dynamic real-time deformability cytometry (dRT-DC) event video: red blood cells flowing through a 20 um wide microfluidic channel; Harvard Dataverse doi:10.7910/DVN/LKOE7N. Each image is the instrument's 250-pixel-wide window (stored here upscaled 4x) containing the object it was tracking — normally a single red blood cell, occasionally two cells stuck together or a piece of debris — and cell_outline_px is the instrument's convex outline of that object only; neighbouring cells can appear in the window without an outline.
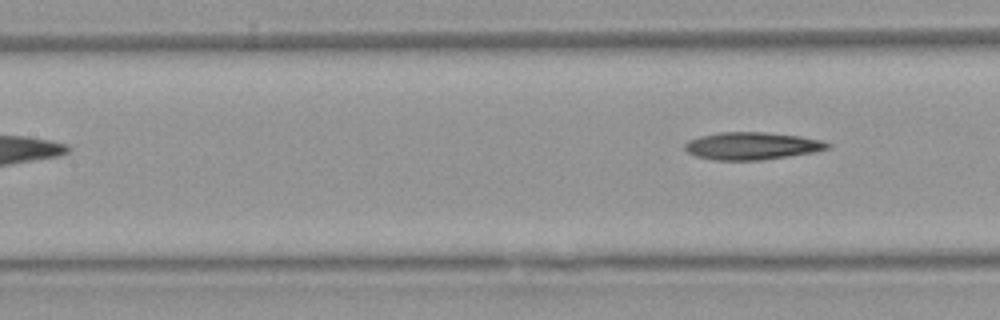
{"species": "Egyptian fruit bat (a non-hibernating species)", "species_latin": "Rousettus aegyptiacus", "temperature_condition": "warm", "stored_images_in_passage": 6, "camera_frame_rate_fps": 3000, "um_per_image_px": 0.085, "animal": {"sex": "female"}, "frame": {"image": 1, "passage_image": 6, "time_ms": 6.0, "image_size_px": [1000, 320], "cell_outline_px": [[832, 148], [812, 152], [764, 160], [712, 160], [696, 156], [688, 152], [684, 148], [684, 144], [688, 140], [700, 136], [720, 132], [764, 132], [800, 136], [820, 140], [832, 144]], "centroid_in_image_um": [63.91, 12.4], "position_along_channel_um": 143.5, "area_um2": 22.89}}